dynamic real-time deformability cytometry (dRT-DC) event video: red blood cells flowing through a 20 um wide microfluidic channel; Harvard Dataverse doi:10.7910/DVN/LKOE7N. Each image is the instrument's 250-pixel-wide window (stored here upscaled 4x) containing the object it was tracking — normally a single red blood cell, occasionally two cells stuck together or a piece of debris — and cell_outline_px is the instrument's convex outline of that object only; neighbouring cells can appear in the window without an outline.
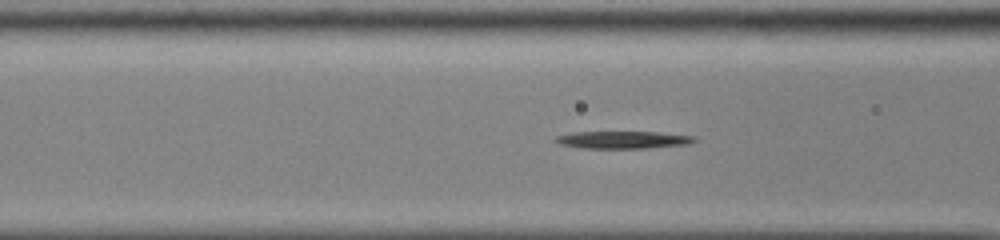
{"species": "common noctule bat (a hibernating species)", "species_latin": "Nyctalus noctula", "temperature_condition": "cold", "stored_images_in_passage": 46, "camera_frame_rate_fps": 3000, "um_per_image_px": 0.085, "animal": {"sex": "male", "body_mass_g": 13.0, "forearm_length_mm": 53.1}, "frame": {"image": 1, "passage_image": 14, "time_ms": 4.333, "image_size_px": [1000, 240], "cell_outline_px": [[696, 140], [692, 144], [648, 148], [580, 148], [560, 144], [552, 140], [556, 136], [572, 132], [660, 132], [696, 136]], "centroid_in_image_um": [52.98, 11.88], "position_along_channel_um": 113.6, "area_um2": 14.28}}
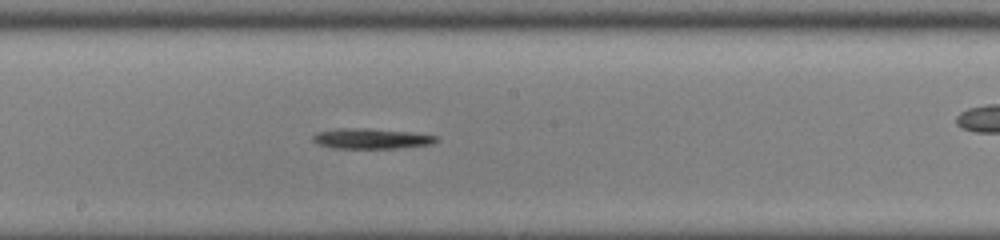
{"frame": {"image": 2, "passage_image": 22, "time_ms": 7.0, "image_size_px": [1000, 240], "cell_outline_px": [[440, 140], [432, 144], [396, 148], [332, 148], [320, 144], [312, 140], [312, 136], [316, 132], [340, 128], [368, 128], [408, 132], [440, 136]], "centroid_in_image_um": [31.58, 11.78], "position_along_channel_um": 216.6, "area_um2": 14.62}}
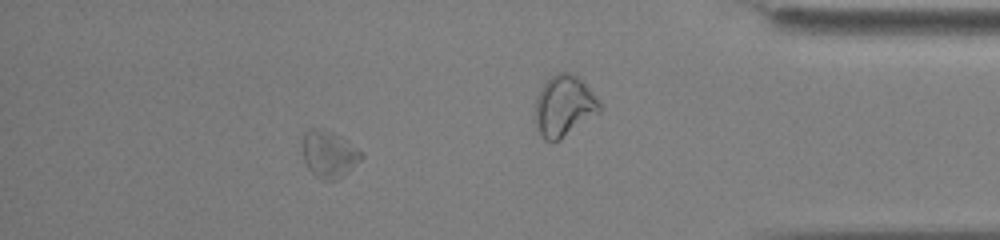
{"frame": {"image": 3, "passage_image": 40, "time_ms": 13.0, "image_size_px": [1000, 240], "cell_outline_px": [[364, 156], [344, 176], [336, 180], [320, 180], [308, 168], [304, 160], [304, 132], [312, 128], [324, 128], [340, 136], [364, 152]], "centroid_in_image_um": [28.0, 13.11], "position_along_channel_um": 407.2, "area_um2": 16.07}, "authors_computed_cell_mechanics": {"area_um2": 14.6234, "velocity_mm_per_s": 3.8554, "shape_relaxation_time_tau1_ms": 4.1546, "shape_relaxation_time_tau2_ms": 2.7138, "deformation_change_tau1": 0.1318, "deformation_change_tau2": 0.1}}